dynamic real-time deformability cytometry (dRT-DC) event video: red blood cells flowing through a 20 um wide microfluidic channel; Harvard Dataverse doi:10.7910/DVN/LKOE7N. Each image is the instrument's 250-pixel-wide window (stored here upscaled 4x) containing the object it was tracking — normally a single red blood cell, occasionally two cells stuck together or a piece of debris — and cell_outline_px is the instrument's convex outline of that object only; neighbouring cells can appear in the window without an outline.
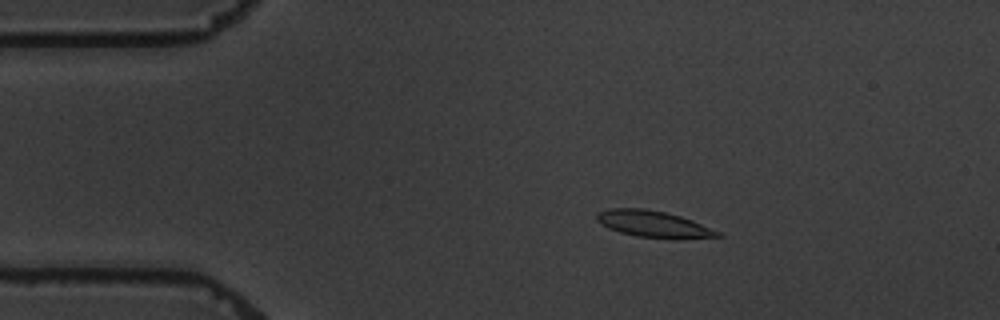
{"species": "common noctule bat (a hibernating species)", "species_latin": "Nyctalus noctula", "temperature_condition": "warm", "stored_images_in_passage": 5, "camera_frame_rate_fps": 3000, "um_per_image_px": 0.085, "animal": {"sex": "male", "body_mass_g": 19.5, "forearm_length_mm": 54.6}, "frame": {"image": 1, "passage_image": 2, "time_ms": 1.0, "image_size_px": [1000, 320], "cell_outline_px": [[724, 236], [680, 240], [676, 240], [636, 236], [620, 232], [608, 228], [600, 224], [596, 220], [596, 212], [608, 208], [644, 208], [664, 212], [680, 216], [692, 220], [720, 232]], "centroid_in_image_um": [55.54, 19.06], "position_along_channel_um": 29.5, "area_um2": 19.07}}
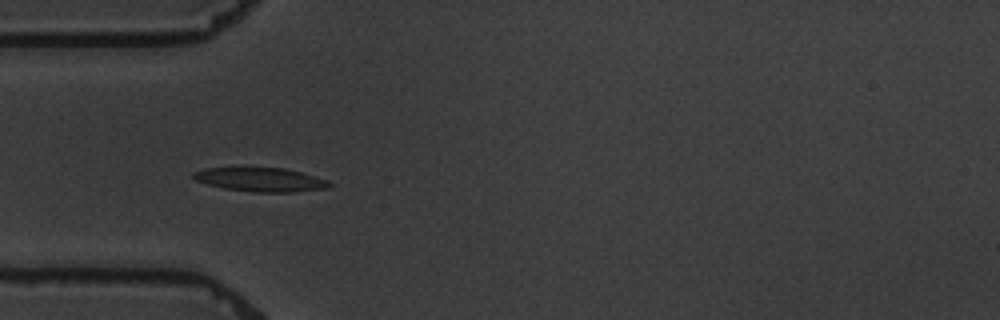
{"frame": {"image": 2, "passage_image": 4, "time_ms": 3.333, "image_size_px": [1000, 320], "cell_outline_px": [[332, 184], [328, 188], [292, 192], [252, 192], [224, 188], [208, 184], [196, 180], [192, 176], [192, 172], [204, 168], [244, 164], [284, 168], [300, 172], [328, 180]], "centroid_in_image_um": [22.06, 15.21], "position_along_channel_um": 62.9, "area_um2": 19.94}}
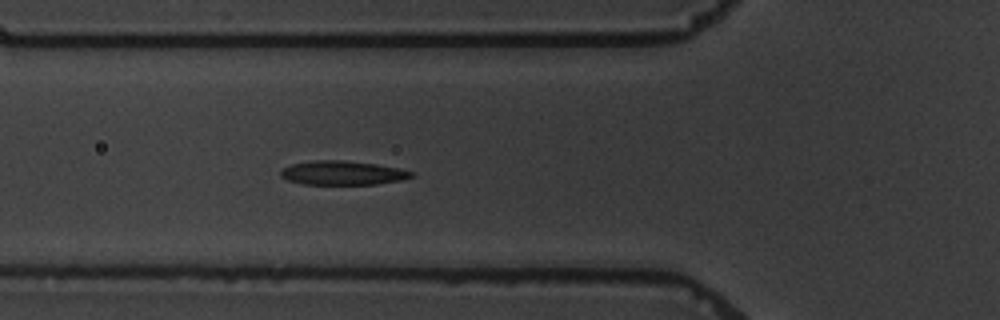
{"frame": {"image": 3, "passage_image": 5, "time_ms": 4.333, "image_size_px": [1000, 320], "cell_outline_px": [[416, 176], [400, 180], [376, 184], [304, 184], [288, 180], [280, 176], [280, 172], [284, 168], [292, 164], [312, 160], [344, 160], [376, 164], [400, 168], [412, 172]], "centroid_in_image_um": [29.13, 14.69], "position_along_channel_um": 96.7, "area_um2": 18.26}}